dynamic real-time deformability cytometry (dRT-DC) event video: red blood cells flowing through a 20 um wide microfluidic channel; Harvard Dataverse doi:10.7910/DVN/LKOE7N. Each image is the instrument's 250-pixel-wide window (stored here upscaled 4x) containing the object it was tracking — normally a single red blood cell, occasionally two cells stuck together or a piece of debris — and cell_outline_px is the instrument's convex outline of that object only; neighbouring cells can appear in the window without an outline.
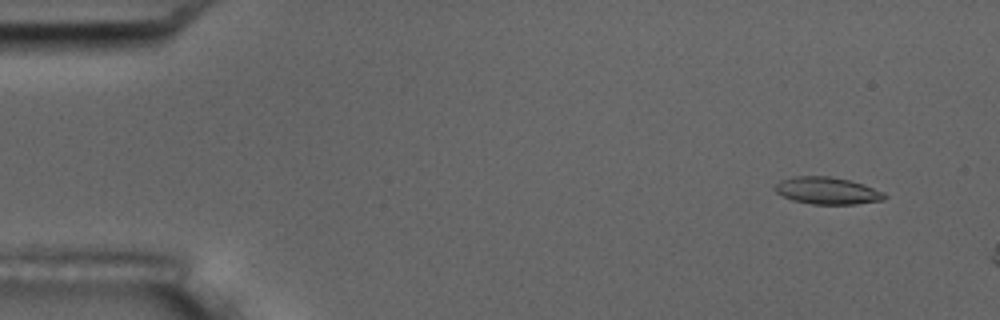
{"species": "common noctule bat (a hibernating species)", "species_latin": "Nyctalus noctula", "temperature_condition": "room temperature", "stored_images_in_passage": 4, "camera_frame_rate_fps": 3000, "um_per_image_px": 0.085, "animal": {"sex": "male", "body_mass_g": 17.5, "forearm_length_mm": 52.3}, "frame": {"image": 1, "passage_image": 2, "time_ms": 1.0, "image_size_px": [1000, 320], "cell_outline_px": [[888, 196], [884, 200], [856, 204], [812, 204], [792, 200], [776, 192], [776, 184], [780, 180], [796, 176], [828, 176], [848, 180], [864, 184], [884, 192]], "centroid_in_image_um": [70.35, 16.21], "position_along_channel_um": 14.6, "area_um2": 17.22}}